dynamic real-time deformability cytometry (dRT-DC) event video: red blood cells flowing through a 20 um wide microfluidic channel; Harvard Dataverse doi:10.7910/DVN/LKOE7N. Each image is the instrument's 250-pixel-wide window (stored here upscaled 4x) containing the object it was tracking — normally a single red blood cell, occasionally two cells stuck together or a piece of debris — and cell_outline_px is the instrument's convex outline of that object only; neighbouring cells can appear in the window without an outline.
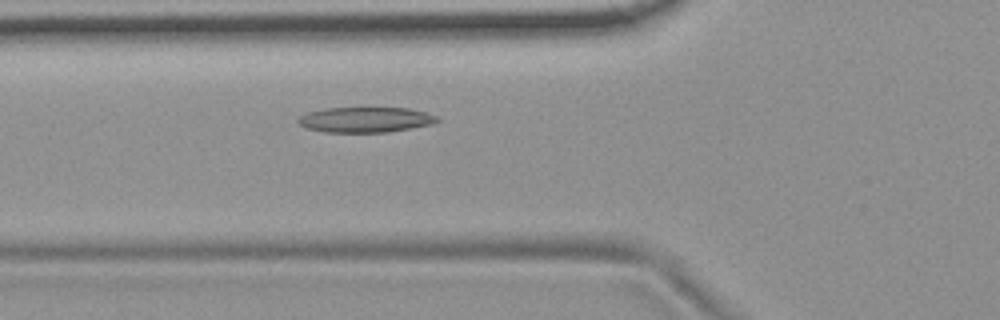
{"species": "common noctule bat (a hibernating species)", "species_latin": "Nyctalus noctula", "temperature_condition": "room temperature", "stored_images_in_passage": 7, "camera_frame_rate_fps": 3000, "um_per_image_px": 0.085, "animal": {"sex": "female", "body_mass_g": 19.9}, "frame": {"image": 1, "passage_image": 7, "time_ms": 7.667, "image_size_px": [1000, 320], "cell_outline_px": [[440, 120], [432, 124], [412, 128], [388, 132], [324, 132], [308, 128], [300, 124], [296, 120], [300, 116], [308, 112], [324, 108], [408, 108], [428, 112], [436, 116]], "centroid_in_image_um": [31.08, 10.17], "position_along_channel_um": 94.7, "area_um2": 20.52}}